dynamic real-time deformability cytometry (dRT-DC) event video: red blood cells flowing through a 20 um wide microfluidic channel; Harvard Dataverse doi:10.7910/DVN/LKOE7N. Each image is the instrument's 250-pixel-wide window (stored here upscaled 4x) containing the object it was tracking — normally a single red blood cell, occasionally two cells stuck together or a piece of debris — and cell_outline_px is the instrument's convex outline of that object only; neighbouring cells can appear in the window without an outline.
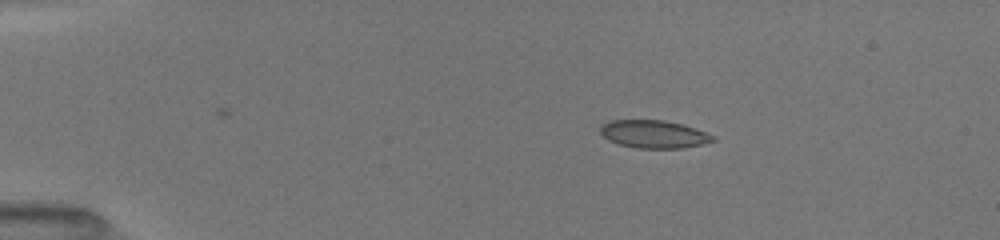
{"species": "common noctule bat (a hibernating species)", "species_latin": "Nyctalus noctula", "temperature_condition": "room temperature", "stored_images_in_passage": 8, "camera_frame_rate_fps": 3000, "um_per_image_px": 0.085, "animal": {"sex": "female", "body_mass_g": 19.5, "forearm_length_mm": 54.1}, "frame": {"image": 1, "passage_image": 1, "time_ms": 0.0, "image_size_px": [1000, 240], "cell_outline_px": [[716, 140], [684, 148], [636, 148], [620, 144], [608, 140], [600, 132], [600, 128], [604, 124], [612, 120], [664, 120], [684, 124], [696, 128], [716, 136]], "centroid_in_image_um": [55.62, 11.4], "position_along_channel_um": 29.4, "area_um2": 18.26}}
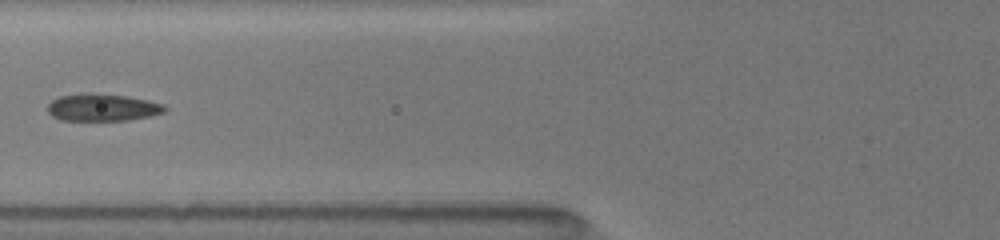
{"frame": {"image": 2, "passage_image": 6, "time_ms": 4.0, "image_size_px": [1000, 240], "cell_outline_px": [[168, 108], [164, 112], [148, 116], [128, 120], [60, 120], [52, 116], [48, 112], [48, 104], [52, 100], [60, 96], [84, 92], [92, 92], [128, 96], [148, 100], [164, 104]], "centroid_in_image_um": [8.7, 9.11], "position_along_channel_um": 117.1, "area_um2": 18.79}}
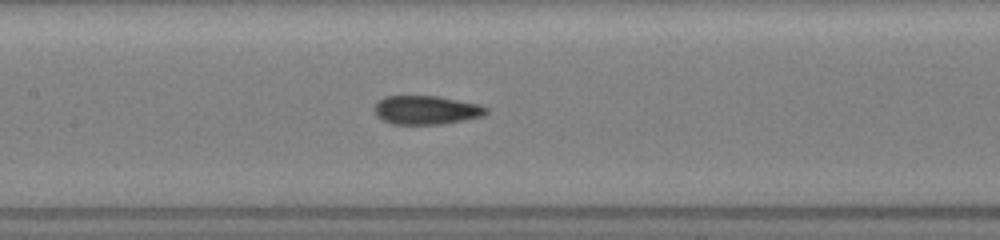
{"frame": {"image": 3, "passage_image": 8, "time_ms": 5.333, "image_size_px": [1000, 240], "cell_outline_px": [[488, 112], [484, 116], [444, 124], [392, 124], [376, 116], [372, 108], [384, 96], [436, 96], [480, 104], [488, 108]], "centroid_in_image_um": [36.24, 9.36], "position_along_channel_um": 171.2, "area_um2": 18.84}}